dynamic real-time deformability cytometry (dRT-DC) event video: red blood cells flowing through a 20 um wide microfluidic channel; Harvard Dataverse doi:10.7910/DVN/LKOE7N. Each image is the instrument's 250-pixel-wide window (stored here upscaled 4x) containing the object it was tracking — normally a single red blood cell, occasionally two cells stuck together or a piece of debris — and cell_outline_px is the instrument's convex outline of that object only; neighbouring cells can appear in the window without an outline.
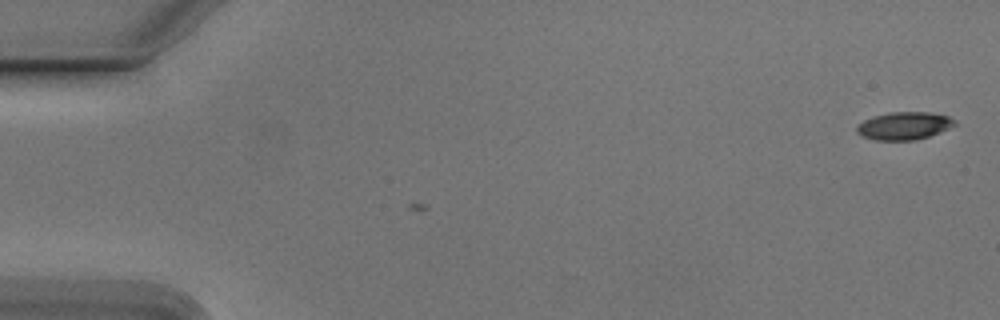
{"species": "Egyptian fruit bat (a non-hibernating species)", "species_latin": "Rousettus aegyptiacus", "temperature_condition": "cold", "stored_images_in_passage": 2, "camera_frame_rate_fps": 3000, "um_per_image_px": 0.085, "animal": {"sex": "male"}, "frame": {"image": 1, "passage_image": 2, "time_ms": 0.333, "image_size_px": [1000, 320], "cell_outline_px": [[956, 124], [940, 132], [916, 140], [876, 140], [864, 136], [856, 132], [856, 124], [872, 116], [888, 112], [928, 112], [948, 116], [956, 120]], "centroid_in_image_um": [76.83, 10.68], "position_along_channel_um": 8.2, "area_um2": 15.84}}